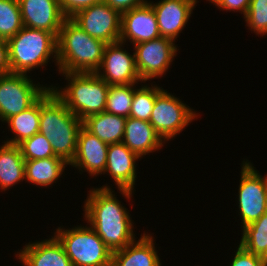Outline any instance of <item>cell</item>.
Masks as SVG:
<instances>
[{"mask_svg": "<svg viewBox=\"0 0 267 266\" xmlns=\"http://www.w3.org/2000/svg\"><path fill=\"white\" fill-rule=\"evenodd\" d=\"M83 205V218L113 252L134 242V223L129 210L119 201L112 188L105 184L90 188Z\"/></svg>", "mask_w": 267, "mask_h": 266, "instance_id": "obj_1", "label": "cell"}, {"mask_svg": "<svg viewBox=\"0 0 267 266\" xmlns=\"http://www.w3.org/2000/svg\"><path fill=\"white\" fill-rule=\"evenodd\" d=\"M83 121L49 88L40 96L39 132L50 142L56 157L71 164Z\"/></svg>", "mask_w": 267, "mask_h": 266, "instance_id": "obj_2", "label": "cell"}, {"mask_svg": "<svg viewBox=\"0 0 267 266\" xmlns=\"http://www.w3.org/2000/svg\"><path fill=\"white\" fill-rule=\"evenodd\" d=\"M106 45L66 18L57 37V70L59 73H95Z\"/></svg>", "mask_w": 267, "mask_h": 266, "instance_id": "obj_3", "label": "cell"}, {"mask_svg": "<svg viewBox=\"0 0 267 266\" xmlns=\"http://www.w3.org/2000/svg\"><path fill=\"white\" fill-rule=\"evenodd\" d=\"M11 73L28 74L36 68L57 65V37L48 31L23 27L7 41Z\"/></svg>", "mask_w": 267, "mask_h": 266, "instance_id": "obj_4", "label": "cell"}, {"mask_svg": "<svg viewBox=\"0 0 267 266\" xmlns=\"http://www.w3.org/2000/svg\"><path fill=\"white\" fill-rule=\"evenodd\" d=\"M67 80L64 87L53 86V92L82 121L105 111L110 85L96 73H59Z\"/></svg>", "mask_w": 267, "mask_h": 266, "instance_id": "obj_5", "label": "cell"}, {"mask_svg": "<svg viewBox=\"0 0 267 266\" xmlns=\"http://www.w3.org/2000/svg\"><path fill=\"white\" fill-rule=\"evenodd\" d=\"M54 235L63 245L73 266H111L112 251L87 224L69 229L60 226Z\"/></svg>", "mask_w": 267, "mask_h": 266, "instance_id": "obj_6", "label": "cell"}, {"mask_svg": "<svg viewBox=\"0 0 267 266\" xmlns=\"http://www.w3.org/2000/svg\"><path fill=\"white\" fill-rule=\"evenodd\" d=\"M198 115L180 98L162 89L156 95L149 123L166 143L180 134Z\"/></svg>", "mask_w": 267, "mask_h": 266, "instance_id": "obj_7", "label": "cell"}, {"mask_svg": "<svg viewBox=\"0 0 267 266\" xmlns=\"http://www.w3.org/2000/svg\"><path fill=\"white\" fill-rule=\"evenodd\" d=\"M24 73L0 75V120L4 123L13 115L29 108L48 88L36 83Z\"/></svg>", "mask_w": 267, "mask_h": 266, "instance_id": "obj_8", "label": "cell"}, {"mask_svg": "<svg viewBox=\"0 0 267 266\" xmlns=\"http://www.w3.org/2000/svg\"><path fill=\"white\" fill-rule=\"evenodd\" d=\"M240 173L237 203L242 229L267 211V174L260 175L247 159L242 161Z\"/></svg>", "mask_w": 267, "mask_h": 266, "instance_id": "obj_9", "label": "cell"}, {"mask_svg": "<svg viewBox=\"0 0 267 266\" xmlns=\"http://www.w3.org/2000/svg\"><path fill=\"white\" fill-rule=\"evenodd\" d=\"M133 47L136 69L143 83L166 75L179 50L173 40L162 36Z\"/></svg>", "mask_w": 267, "mask_h": 266, "instance_id": "obj_10", "label": "cell"}, {"mask_svg": "<svg viewBox=\"0 0 267 266\" xmlns=\"http://www.w3.org/2000/svg\"><path fill=\"white\" fill-rule=\"evenodd\" d=\"M70 19L93 38L106 44L119 42L121 13L104 1L76 12Z\"/></svg>", "mask_w": 267, "mask_h": 266, "instance_id": "obj_11", "label": "cell"}, {"mask_svg": "<svg viewBox=\"0 0 267 266\" xmlns=\"http://www.w3.org/2000/svg\"><path fill=\"white\" fill-rule=\"evenodd\" d=\"M124 43L107 44L99 69L95 72L108 85L143 83L137 72L135 55L124 49Z\"/></svg>", "mask_w": 267, "mask_h": 266, "instance_id": "obj_12", "label": "cell"}, {"mask_svg": "<svg viewBox=\"0 0 267 266\" xmlns=\"http://www.w3.org/2000/svg\"><path fill=\"white\" fill-rule=\"evenodd\" d=\"M141 159L136 153L121 143L109 144L106 168L103 174H109L124 198L132 199L137 178L136 161ZM133 193V194H132Z\"/></svg>", "mask_w": 267, "mask_h": 266, "instance_id": "obj_13", "label": "cell"}, {"mask_svg": "<svg viewBox=\"0 0 267 266\" xmlns=\"http://www.w3.org/2000/svg\"><path fill=\"white\" fill-rule=\"evenodd\" d=\"M160 37V31L152 5L148 2L121 14L119 41L132 45Z\"/></svg>", "mask_w": 267, "mask_h": 266, "instance_id": "obj_14", "label": "cell"}, {"mask_svg": "<svg viewBox=\"0 0 267 266\" xmlns=\"http://www.w3.org/2000/svg\"><path fill=\"white\" fill-rule=\"evenodd\" d=\"M198 2V0H160L154 3L149 0L155 11L160 36L175 42L190 20Z\"/></svg>", "mask_w": 267, "mask_h": 266, "instance_id": "obj_15", "label": "cell"}, {"mask_svg": "<svg viewBox=\"0 0 267 266\" xmlns=\"http://www.w3.org/2000/svg\"><path fill=\"white\" fill-rule=\"evenodd\" d=\"M18 3L25 27L45 30L58 37L66 19L58 0H18Z\"/></svg>", "mask_w": 267, "mask_h": 266, "instance_id": "obj_16", "label": "cell"}, {"mask_svg": "<svg viewBox=\"0 0 267 266\" xmlns=\"http://www.w3.org/2000/svg\"><path fill=\"white\" fill-rule=\"evenodd\" d=\"M109 144L101 141L83 126L79 131L76 152L71 167L89 173V176L102 175L106 168Z\"/></svg>", "mask_w": 267, "mask_h": 266, "instance_id": "obj_17", "label": "cell"}, {"mask_svg": "<svg viewBox=\"0 0 267 266\" xmlns=\"http://www.w3.org/2000/svg\"><path fill=\"white\" fill-rule=\"evenodd\" d=\"M15 257L23 266H73L58 238L26 243Z\"/></svg>", "mask_w": 267, "mask_h": 266, "instance_id": "obj_18", "label": "cell"}, {"mask_svg": "<svg viewBox=\"0 0 267 266\" xmlns=\"http://www.w3.org/2000/svg\"><path fill=\"white\" fill-rule=\"evenodd\" d=\"M122 142L142 159L165 144L148 121L132 117L126 119Z\"/></svg>", "mask_w": 267, "mask_h": 266, "instance_id": "obj_19", "label": "cell"}, {"mask_svg": "<svg viewBox=\"0 0 267 266\" xmlns=\"http://www.w3.org/2000/svg\"><path fill=\"white\" fill-rule=\"evenodd\" d=\"M147 233L144 231L140 239L113 252L111 266H161L154 237Z\"/></svg>", "mask_w": 267, "mask_h": 266, "instance_id": "obj_20", "label": "cell"}, {"mask_svg": "<svg viewBox=\"0 0 267 266\" xmlns=\"http://www.w3.org/2000/svg\"><path fill=\"white\" fill-rule=\"evenodd\" d=\"M126 119L104 111L84 119L83 127L107 144L121 143Z\"/></svg>", "mask_w": 267, "mask_h": 266, "instance_id": "obj_21", "label": "cell"}, {"mask_svg": "<svg viewBox=\"0 0 267 266\" xmlns=\"http://www.w3.org/2000/svg\"><path fill=\"white\" fill-rule=\"evenodd\" d=\"M0 145V189L7 191L25 181V160L18 145Z\"/></svg>", "mask_w": 267, "mask_h": 266, "instance_id": "obj_22", "label": "cell"}, {"mask_svg": "<svg viewBox=\"0 0 267 266\" xmlns=\"http://www.w3.org/2000/svg\"><path fill=\"white\" fill-rule=\"evenodd\" d=\"M67 165L59 157L25 160V183L48 188L62 176Z\"/></svg>", "mask_w": 267, "mask_h": 266, "instance_id": "obj_23", "label": "cell"}, {"mask_svg": "<svg viewBox=\"0 0 267 266\" xmlns=\"http://www.w3.org/2000/svg\"><path fill=\"white\" fill-rule=\"evenodd\" d=\"M7 123L10 132L14 134L8 140L3 142L18 145L25 139L31 138L35 133L39 132L40 125V97L23 112L8 118ZM14 137V138H13Z\"/></svg>", "mask_w": 267, "mask_h": 266, "instance_id": "obj_24", "label": "cell"}, {"mask_svg": "<svg viewBox=\"0 0 267 266\" xmlns=\"http://www.w3.org/2000/svg\"><path fill=\"white\" fill-rule=\"evenodd\" d=\"M241 230L239 244L246 251L261 256L267 248V211L258 220Z\"/></svg>", "mask_w": 267, "mask_h": 266, "instance_id": "obj_25", "label": "cell"}, {"mask_svg": "<svg viewBox=\"0 0 267 266\" xmlns=\"http://www.w3.org/2000/svg\"><path fill=\"white\" fill-rule=\"evenodd\" d=\"M138 87H135L134 90L129 117L149 122L156 95L163 88L153 83H151V86L148 84H141V87Z\"/></svg>", "mask_w": 267, "mask_h": 266, "instance_id": "obj_26", "label": "cell"}, {"mask_svg": "<svg viewBox=\"0 0 267 266\" xmlns=\"http://www.w3.org/2000/svg\"><path fill=\"white\" fill-rule=\"evenodd\" d=\"M137 84L110 85L105 111L114 115L129 117L134 90Z\"/></svg>", "mask_w": 267, "mask_h": 266, "instance_id": "obj_27", "label": "cell"}, {"mask_svg": "<svg viewBox=\"0 0 267 266\" xmlns=\"http://www.w3.org/2000/svg\"><path fill=\"white\" fill-rule=\"evenodd\" d=\"M23 27L18 0H0V39L8 41Z\"/></svg>", "mask_w": 267, "mask_h": 266, "instance_id": "obj_28", "label": "cell"}, {"mask_svg": "<svg viewBox=\"0 0 267 266\" xmlns=\"http://www.w3.org/2000/svg\"><path fill=\"white\" fill-rule=\"evenodd\" d=\"M24 160L56 157L48 139L40 132L18 144Z\"/></svg>", "mask_w": 267, "mask_h": 266, "instance_id": "obj_29", "label": "cell"}, {"mask_svg": "<svg viewBox=\"0 0 267 266\" xmlns=\"http://www.w3.org/2000/svg\"><path fill=\"white\" fill-rule=\"evenodd\" d=\"M244 19L245 26L256 35H267V0H251Z\"/></svg>", "mask_w": 267, "mask_h": 266, "instance_id": "obj_30", "label": "cell"}, {"mask_svg": "<svg viewBox=\"0 0 267 266\" xmlns=\"http://www.w3.org/2000/svg\"><path fill=\"white\" fill-rule=\"evenodd\" d=\"M229 266H265L259 255L246 251L240 244Z\"/></svg>", "mask_w": 267, "mask_h": 266, "instance_id": "obj_31", "label": "cell"}, {"mask_svg": "<svg viewBox=\"0 0 267 266\" xmlns=\"http://www.w3.org/2000/svg\"><path fill=\"white\" fill-rule=\"evenodd\" d=\"M102 1L103 0H58L61 11L66 18H70L76 12Z\"/></svg>", "mask_w": 267, "mask_h": 266, "instance_id": "obj_32", "label": "cell"}, {"mask_svg": "<svg viewBox=\"0 0 267 266\" xmlns=\"http://www.w3.org/2000/svg\"><path fill=\"white\" fill-rule=\"evenodd\" d=\"M251 0H223L217 7L222 11L239 12L245 17Z\"/></svg>", "mask_w": 267, "mask_h": 266, "instance_id": "obj_33", "label": "cell"}, {"mask_svg": "<svg viewBox=\"0 0 267 266\" xmlns=\"http://www.w3.org/2000/svg\"><path fill=\"white\" fill-rule=\"evenodd\" d=\"M110 7L116 9L121 14L125 11H129L135 7L142 6L148 3V0H103Z\"/></svg>", "mask_w": 267, "mask_h": 266, "instance_id": "obj_34", "label": "cell"}, {"mask_svg": "<svg viewBox=\"0 0 267 266\" xmlns=\"http://www.w3.org/2000/svg\"><path fill=\"white\" fill-rule=\"evenodd\" d=\"M11 73L7 41L0 39V75Z\"/></svg>", "mask_w": 267, "mask_h": 266, "instance_id": "obj_35", "label": "cell"}, {"mask_svg": "<svg viewBox=\"0 0 267 266\" xmlns=\"http://www.w3.org/2000/svg\"><path fill=\"white\" fill-rule=\"evenodd\" d=\"M262 261L264 262V265L267 266V248L265 252L260 256Z\"/></svg>", "mask_w": 267, "mask_h": 266, "instance_id": "obj_36", "label": "cell"}, {"mask_svg": "<svg viewBox=\"0 0 267 266\" xmlns=\"http://www.w3.org/2000/svg\"><path fill=\"white\" fill-rule=\"evenodd\" d=\"M206 1H209V3L218 6L223 0H206Z\"/></svg>", "mask_w": 267, "mask_h": 266, "instance_id": "obj_37", "label": "cell"}]
</instances>
